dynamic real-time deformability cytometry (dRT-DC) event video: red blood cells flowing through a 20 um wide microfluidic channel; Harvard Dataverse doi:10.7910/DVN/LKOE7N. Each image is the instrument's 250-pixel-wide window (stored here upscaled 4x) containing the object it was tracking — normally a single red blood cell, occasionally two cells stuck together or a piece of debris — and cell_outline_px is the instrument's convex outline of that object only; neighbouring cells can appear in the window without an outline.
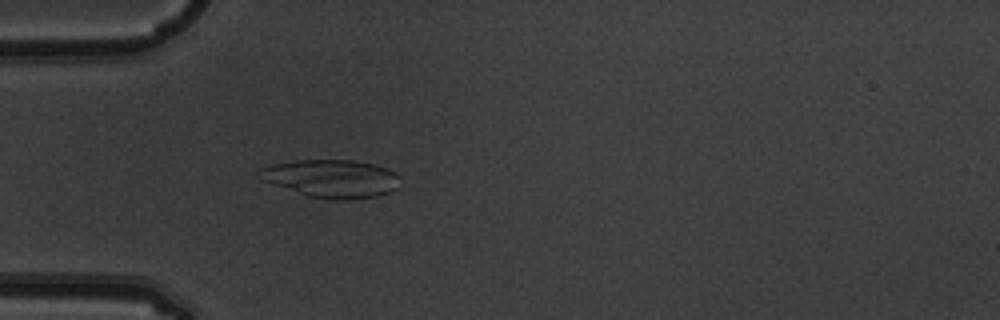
{"species": "common noctule bat (a hibernating species)", "species_latin": "Nyctalus noctula", "temperature_condition": "warm", "stored_images_in_passage": 5, "camera_frame_rate_fps": 3000, "um_per_image_px": 0.085, "animal": {"sex": "male", "body_mass_g": 19.5, "forearm_length_mm": 54.6}, "frame": {"image": 1, "passage_image": 5, "time_ms": 1.333, "image_size_px": [1000, 320], "cell_outline_px": [[396, 188], [388, 192], [376, 196], [352, 200], [332, 200], [308, 196], [272, 184], [252, 176], [260, 168], [272, 164], [296, 160], [352, 160], [376, 164], [388, 168], [396, 172]], "centroid_in_image_um": [28.09, 15.17], "position_along_channel_um": 56.9, "area_um2": 31.33}}